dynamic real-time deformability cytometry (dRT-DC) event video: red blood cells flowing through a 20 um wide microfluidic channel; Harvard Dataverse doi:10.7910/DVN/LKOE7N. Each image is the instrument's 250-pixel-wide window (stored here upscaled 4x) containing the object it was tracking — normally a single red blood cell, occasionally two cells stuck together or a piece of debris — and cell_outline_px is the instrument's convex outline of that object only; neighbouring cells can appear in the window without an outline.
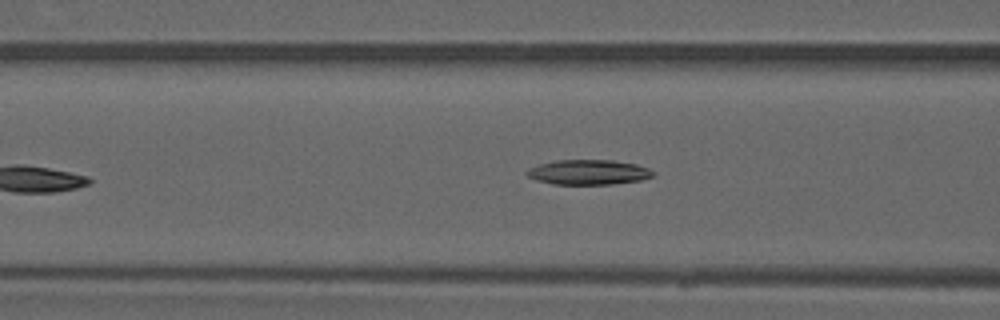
{"species": "common noctule bat (a hibernating species)", "species_latin": "Nyctalus noctula", "temperature_condition": "warm", "stored_images_in_passage": 7, "camera_frame_rate_fps": 3000, "um_per_image_px": 0.085, "animal": {"sex": "male", "forearm_length_mm": 52.5}, "frame": {"image": 1, "passage_image": 7, "time_ms": 7.0, "image_size_px": [1000, 320], "cell_outline_px": [[656, 172], [652, 176], [640, 180], [612, 184], [552, 184], [536, 180], [528, 176], [524, 172], [528, 168], [540, 164], [556, 160], [612, 160], [636, 164], [648, 168]], "centroid_in_image_um": [50.0, 14.63], "position_along_channel_um": 116.6, "area_um2": 18.32}}